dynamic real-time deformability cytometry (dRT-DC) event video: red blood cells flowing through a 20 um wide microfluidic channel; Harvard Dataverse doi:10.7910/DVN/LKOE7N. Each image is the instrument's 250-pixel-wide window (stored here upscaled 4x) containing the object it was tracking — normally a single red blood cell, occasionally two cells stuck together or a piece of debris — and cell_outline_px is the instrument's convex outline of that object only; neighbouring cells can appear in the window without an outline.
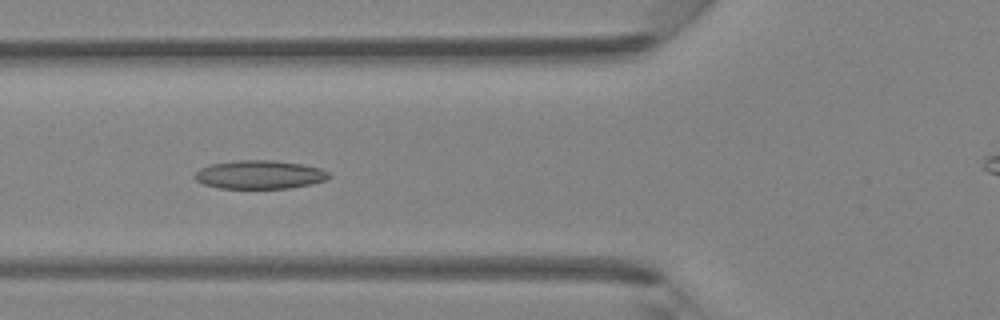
{"species": "Egyptian fruit bat (a non-hibernating species)", "species_latin": "Rousettus aegyptiacus", "temperature_condition": "room temperature", "stored_images_in_passage": 43, "camera_frame_rate_fps": 3000, "um_per_image_px": 0.085, "animal": {"sex": "female"}, "frame": {"image": 1, "passage_image": 16, "time_ms": 5.0, "image_size_px": [1000, 320], "cell_outline_px": [[332, 176], [328, 180], [312, 184], [288, 188], [220, 188], [204, 184], [196, 180], [192, 176], [200, 168], [208, 164], [236, 160], [272, 160], [304, 164], [320, 168], [328, 172]], "centroid_in_image_um": [22.08, 14.83], "position_along_channel_um": 103.7, "area_um2": 22.54}}
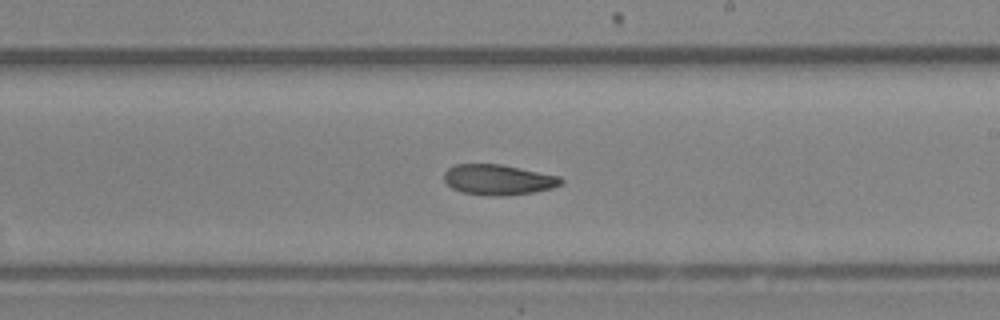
{"frame": {"image": 2, "passage_image": 25, "time_ms": 8.0, "image_size_px": [1000, 320], "cell_outline_px": [[564, 184], [552, 188], [532, 192], [504, 196], [496, 196], [460, 192], [452, 188], [444, 180], [444, 172], [448, 168], [456, 164], [500, 164], [560, 176], [564, 180]], "centroid_in_image_um": [42.36, 15.27], "position_along_channel_um": 246.6, "area_um2": 20.75}}
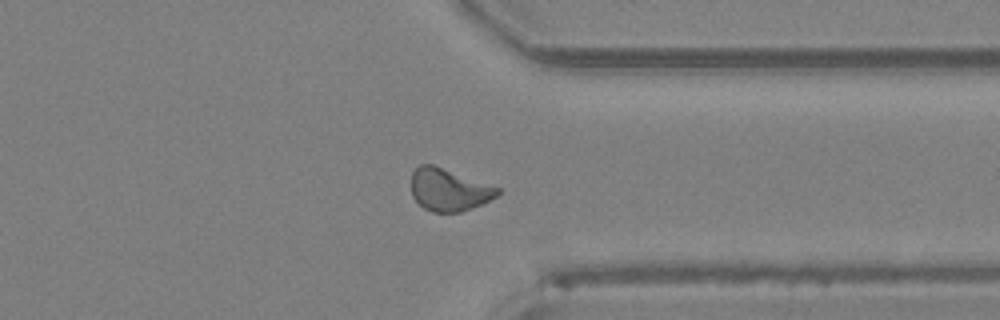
{"frame": {"image": 3, "passage_image": 33, "time_ms": 10.667, "image_size_px": [1000, 320], "cell_outline_px": [[500, 192], [496, 196], [472, 208], [460, 212], [432, 212], [424, 208], [412, 196], [412, 172], [420, 164], [432, 164], [500, 188]], "centroid_in_image_um": [38.13, 16.13], "position_along_channel_um": 373.3, "area_um2": 20.98}}